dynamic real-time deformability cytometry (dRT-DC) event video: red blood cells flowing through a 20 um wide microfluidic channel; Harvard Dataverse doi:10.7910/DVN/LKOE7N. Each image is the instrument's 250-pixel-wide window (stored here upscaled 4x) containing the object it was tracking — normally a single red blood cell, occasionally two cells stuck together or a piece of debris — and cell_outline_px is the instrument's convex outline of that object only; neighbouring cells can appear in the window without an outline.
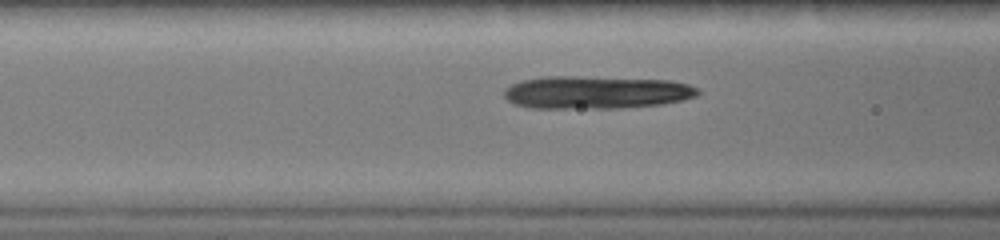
{"species": "common noctule bat (a hibernating species)", "species_latin": "Nyctalus noctula", "temperature_condition": "warm", "stored_images_in_passage": 28, "camera_frame_rate_fps": 3000, "um_per_image_px": 0.085, "animal": {"sex": "female", "body_mass_g": 19.0, "forearm_length_mm": 51.5}, "frame": {"image": 1, "passage_image": 5, "time_ms": 1.333, "image_size_px": [1000, 240], "cell_outline_px": [[700, 92], [696, 96], [680, 100], [660, 104], [604, 108], [536, 108], [516, 104], [508, 100], [504, 96], [504, 88], [512, 84], [524, 80], [544, 76], [576, 76], [672, 80], [688, 84], [700, 88]], "centroid_in_image_um": [50.67, 7.83], "position_along_channel_um": 115.9, "area_um2": 36.82}}
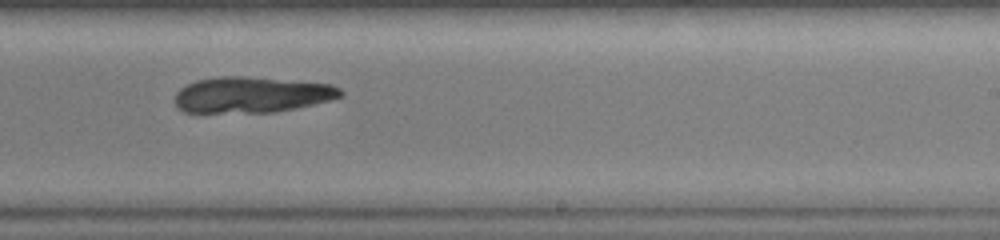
{"frame": {"image": 2, "passage_image": 15, "time_ms": 4.667, "image_size_px": [1000, 240], "cell_outline_px": [[344, 92], [340, 96], [328, 100], [312, 104], [272, 112], [184, 112], [176, 104], [176, 92], [180, 88], [196, 80], [216, 76], [248, 76], [332, 84], [340, 88]], "centroid_in_image_um": [21.37, 8.03], "position_along_channel_um": 267.6, "area_um2": 34.39}}
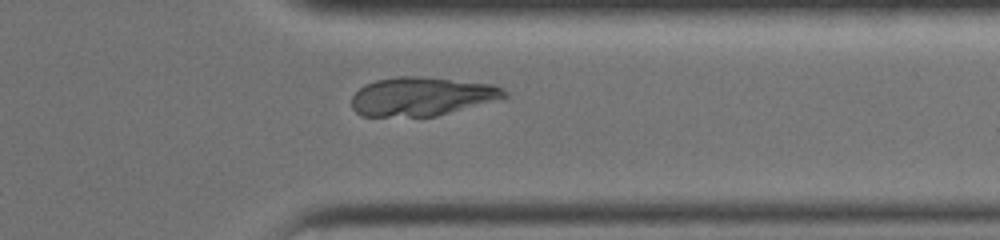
{"frame": {"image": 3, "passage_image": 22, "time_ms": 7.0, "image_size_px": [1000, 240], "cell_outline_px": [[508, 96], [436, 116], [360, 116], [352, 108], [352, 96], [360, 88], [376, 80], [396, 76], [420, 76], [492, 84], [504, 88], [508, 92]], "centroid_in_image_um": [35.82, 8.19], "position_along_channel_um": 375.6, "area_um2": 34.16}}